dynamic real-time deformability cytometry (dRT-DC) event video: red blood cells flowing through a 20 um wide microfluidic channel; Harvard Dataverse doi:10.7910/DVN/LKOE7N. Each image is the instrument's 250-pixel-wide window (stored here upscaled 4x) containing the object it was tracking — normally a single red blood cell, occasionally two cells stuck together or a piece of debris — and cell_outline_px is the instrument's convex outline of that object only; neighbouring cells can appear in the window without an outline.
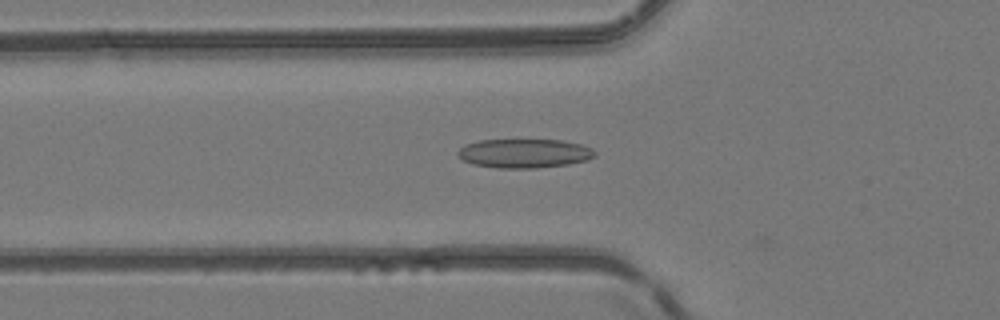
{"species": "common noctule bat (a hibernating species)", "species_latin": "Nyctalus noctula", "temperature_condition": "room temperature", "stored_images_in_passage": 27, "camera_frame_rate_fps": 3000, "um_per_image_px": 0.085, "animal": {"sex": "female", "body_mass_g": 24.6, "forearm_length_mm": 56.2}, "frame": {"image": 1, "passage_image": 5, "time_ms": 1.333, "image_size_px": [1000, 320], "cell_outline_px": [[596, 156], [588, 160], [568, 164], [536, 168], [500, 168], [472, 164], [456, 156], [456, 152], [464, 144], [480, 140], [564, 140], [580, 144], [592, 148], [596, 152]], "centroid_in_image_um": [44.56, 13.03], "position_along_channel_um": 81.2, "area_um2": 23.35}}
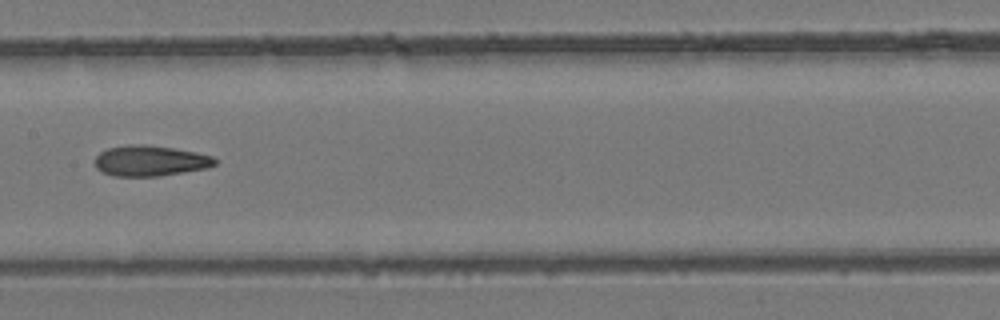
{"frame": {"image": 2, "passage_image": 13, "time_ms": 4.0, "image_size_px": [1000, 320], "cell_outline_px": [[216, 164], [208, 168], [160, 176], [112, 176], [96, 168], [96, 156], [100, 152], [108, 148], [132, 144], [144, 144], [172, 148], [196, 152], [212, 156], [216, 160]], "centroid_in_image_um": [12.78, 13.67], "position_along_channel_um": 194.6, "area_um2": 21.33}}
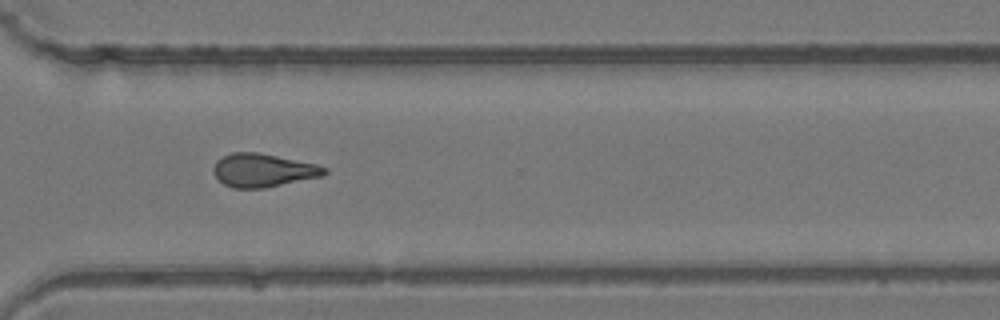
{"frame": {"image": 3, "passage_image": 24, "time_ms": 7.667, "image_size_px": [1000, 320], "cell_outline_px": [[328, 172], [324, 176], [264, 188], [232, 188], [224, 184], [212, 172], [212, 168], [216, 160], [232, 152], [256, 152], [316, 164], [328, 168]], "centroid_in_image_um": [22.36, 14.48], "position_along_channel_um": 348.2, "area_um2": 21.56}, "authors_computed_cell_mechanics": {"area_um2": 21.3282, "velocity_mm_per_s": 4.2061, "shape_relaxation_time_tau1_ms": null, "shape_relaxation_time_tau2_ms": 3.2172, "deformation_change_tau1": null, "deformation_change_tau2": 0.1134}}